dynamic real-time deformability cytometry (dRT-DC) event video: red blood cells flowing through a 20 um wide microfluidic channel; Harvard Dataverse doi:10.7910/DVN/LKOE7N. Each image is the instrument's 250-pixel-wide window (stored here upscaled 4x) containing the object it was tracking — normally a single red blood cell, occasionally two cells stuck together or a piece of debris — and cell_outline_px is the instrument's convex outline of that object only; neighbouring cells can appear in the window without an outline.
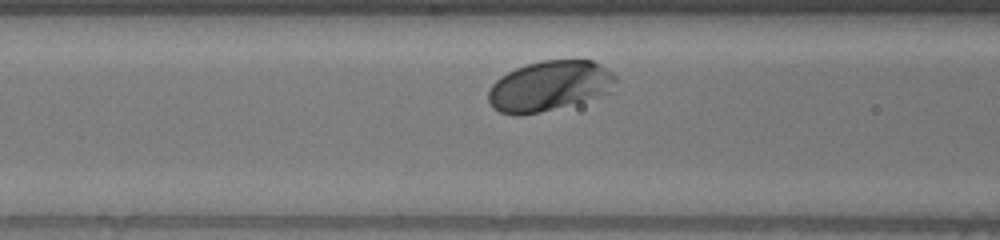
{"species": "human", "species_latin": "Homo sapiens", "temperature_condition": "warm", "stored_images_in_passage": 30, "camera_frame_rate_fps": 3000, "um_per_image_px": 0.085, "donor": {"sex": "male"}, "frame": {"image": 1, "passage_image": 8, "time_ms": 2.333, "image_size_px": [1000, 240], "cell_outline_px": [[616, 80], [612, 92], [540, 112], [520, 116], [516, 116], [500, 112], [492, 108], [488, 100], [488, 92], [492, 84], [500, 76], [516, 68], [540, 60], [592, 60], [600, 64], [612, 72], [616, 76]], "centroid_in_image_um": [46.68, 7.3], "position_along_channel_um": 119.9, "area_um2": 37.17}}
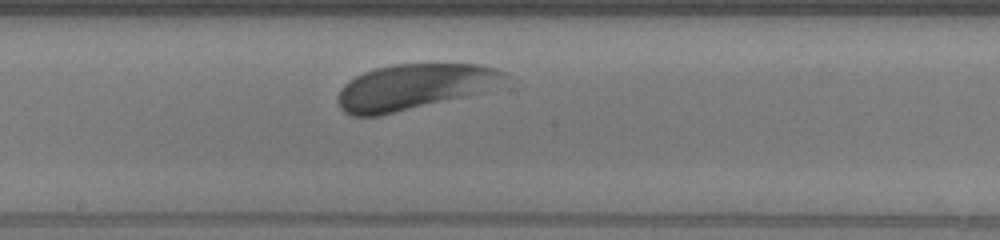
{"frame": {"image": 2, "passage_image": 16, "time_ms": 5.0, "image_size_px": [1000, 240], "cell_outline_px": [[508, 72], [504, 80], [484, 92], [380, 116], [352, 116], [344, 112], [340, 108], [340, 88], [344, 84], [356, 76], [364, 72], [376, 68], [396, 64], [480, 64], [496, 68]], "centroid_in_image_um": [35.21, 7.38], "position_along_channel_um": 213.0, "area_um2": 44.16}}
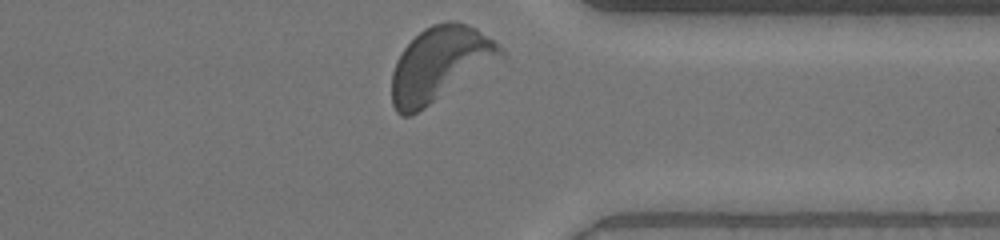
{"frame": {"image": 3, "passage_image": 30, "time_ms": 9.667, "image_size_px": [1000, 240], "cell_outline_px": [[508, 56], [424, 108], [408, 116], [400, 116], [396, 112], [392, 104], [392, 72], [396, 60], [404, 48], [424, 28], [432, 24], [448, 20], [452, 20], [476, 28], [492, 40]], "centroid_in_image_um": [37.4, 5.45], "position_along_channel_um": 374.0, "area_um2": 47.05}}